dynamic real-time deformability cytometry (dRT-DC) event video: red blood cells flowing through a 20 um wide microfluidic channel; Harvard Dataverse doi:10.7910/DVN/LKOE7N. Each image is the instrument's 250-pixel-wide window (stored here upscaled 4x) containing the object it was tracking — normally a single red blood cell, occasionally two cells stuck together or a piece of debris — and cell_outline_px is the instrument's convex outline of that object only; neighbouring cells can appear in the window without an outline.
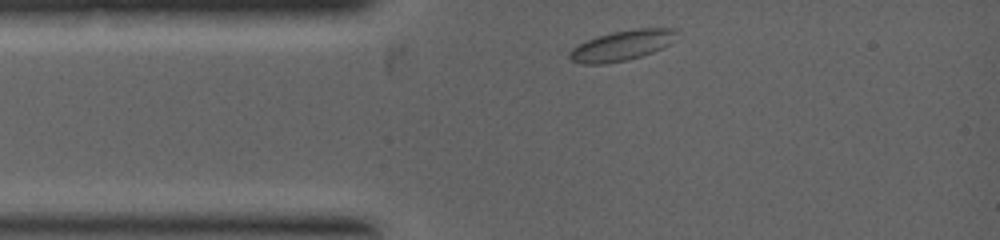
{"species": "common noctule bat (a hibernating species)", "species_latin": "Nyctalus noctula", "temperature_condition": "warm", "stored_images_in_passage": 2, "camera_frame_rate_fps": 5000, "um_per_image_px": 0.085, "animal": {"sex": "female", "body_mass_g": 19.0, "forearm_length_mm": 53.3}, "frame": {"image": 1, "passage_image": 1, "time_ms": 0.0, "image_size_px": [1000, 240], "cell_outline_px": [[680, 32], [668, 44], [652, 52], [628, 60], [604, 64], [580, 64], [572, 60], [568, 56], [568, 52], [572, 48], [596, 36], [612, 32], [636, 28], [676, 28]], "centroid_in_image_um": [52.85, 3.86], "position_along_channel_um": 32.1, "area_um2": 18.84}}